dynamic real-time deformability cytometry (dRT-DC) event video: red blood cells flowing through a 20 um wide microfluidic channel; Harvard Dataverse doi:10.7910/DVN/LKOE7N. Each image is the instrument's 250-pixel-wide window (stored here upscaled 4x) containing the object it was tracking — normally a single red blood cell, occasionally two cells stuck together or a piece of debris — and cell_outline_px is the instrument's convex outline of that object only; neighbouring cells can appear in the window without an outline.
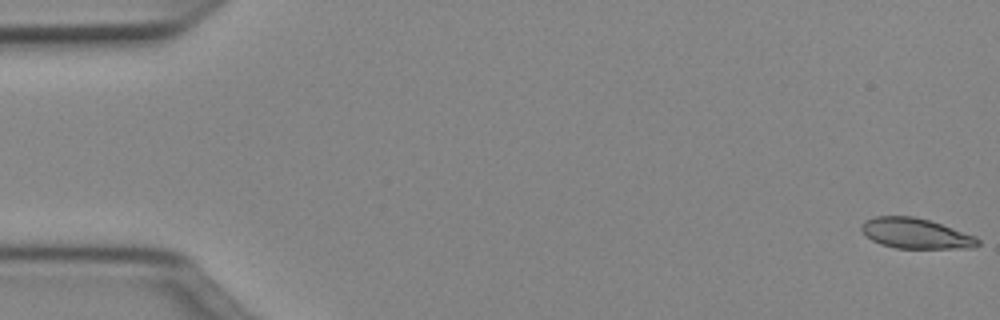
{"species": "Egyptian fruit bat (a non-hibernating species)", "species_latin": "Rousettus aegyptiacus", "temperature_condition": "cold", "stored_images_in_passage": 51, "camera_frame_rate_fps": 3000, "um_per_image_px": 0.085, "animal": {"sex": "female"}, "frame": {"image": 1, "passage_image": 1, "time_ms": 0.0, "image_size_px": [1000, 320], "cell_outline_px": [[980, 244], [972, 248], [896, 248], [880, 244], [872, 240], [860, 228], [860, 224], [864, 220], [876, 216], [912, 216], [928, 220], [976, 236], [980, 240]], "centroid_in_image_um": [77.82, 19.84], "position_along_channel_um": 7.2, "area_um2": 20.46}}
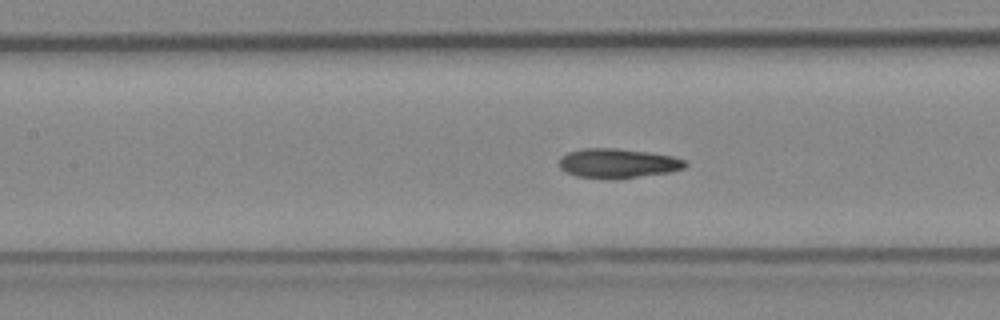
{"frame": {"image": 2, "passage_image": 23, "time_ms": 7.333, "image_size_px": [1000, 320], "cell_outline_px": [[688, 164], [684, 168], [672, 172], [620, 180], [608, 180], [576, 176], [560, 168], [560, 156], [568, 152], [584, 148], [616, 148], [648, 152], [672, 156], [688, 160]], "centroid_in_image_um": [52.56, 13.9], "position_along_channel_um": 154.8, "area_um2": 22.2}}
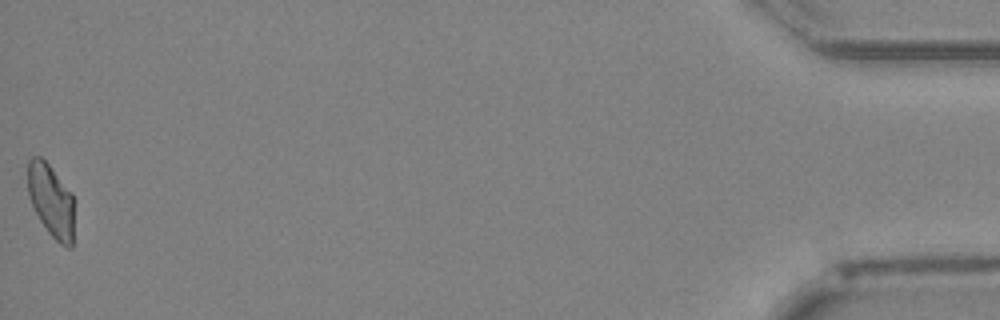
{"frame": {"image": 3, "passage_image": 51, "time_ms": 16.667, "image_size_px": [1000, 320], "cell_outline_px": [[72, 248], [68, 248], [60, 244], [48, 232], [40, 220], [28, 196], [28, 160], [32, 156], [40, 156], [48, 164], [72, 192]], "centroid_in_image_um": [4.32, 17.03], "position_along_channel_um": 430.9, "area_um2": 19.42}, "authors_computed_cell_mechanics": {"area_um2": 20.9814, "velocity_mm_per_s": 4.0102, "shape_relaxation_time_tau1_ms": 6.9947, "shape_relaxation_time_tau2_ms": 3.2784, "deformation_change_tau1": 0.1745, "deformation_change_tau2": 0.0802}}